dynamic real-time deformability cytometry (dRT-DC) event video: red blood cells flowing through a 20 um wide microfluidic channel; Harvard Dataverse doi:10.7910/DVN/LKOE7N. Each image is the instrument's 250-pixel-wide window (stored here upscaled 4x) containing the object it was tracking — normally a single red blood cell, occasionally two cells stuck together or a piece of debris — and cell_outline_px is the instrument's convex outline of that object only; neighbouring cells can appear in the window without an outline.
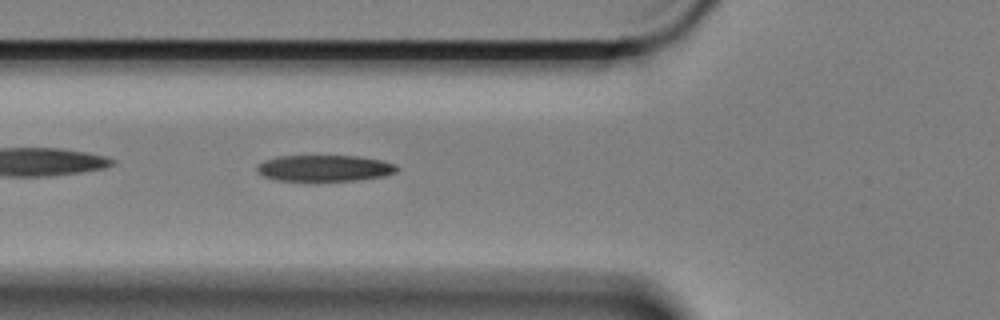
{"species": "Egyptian fruit bat (a non-hibernating species)", "species_latin": "Rousettus aegyptiacus", "temperature_condition": "cold", "stored_images_in_passage": 42, "camera_frame_rate_fps": 3000, "um_per_image_px": 0.085, "animal": {"sex": "female"}, "frame": {"image": 1, "passage_image": 5, "time_ms": 1.333, "image_size_px": [1000, 320], "cell_outline_px": [[400, 168], [396, 172], [384, 176], [356, 180], [316, 184], [308, 184], [276, 180], [264, 176], [256, 172], [256, 168], [264, 160], [280, 156], [356, 156], [380, 160], [396, 164]], "centroid_in_image_um": [27.55, 14.35], "position_along_channel_um": 98.2, "area_um2": 22.48}}
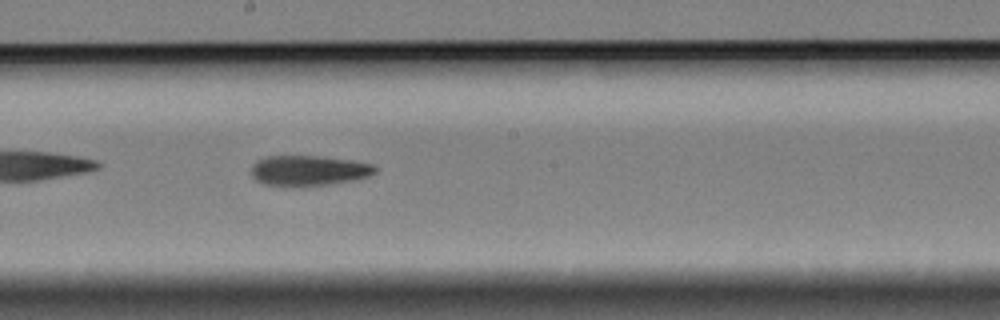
{"frame": {"image": 2, "passage_image": 16, "time_ms": 5.0, "image_size_px": [1000, 320], "cell_outline_px": [[376, 172], [368, 176], [356, 180], [332, 184], [292, 188], [288, 188], [264, 184], [256, 180], [252, 176], [252, 164], [256, 160], [268, 156], [316, 156], [372, 164], [376, 168]], "centroid_in_image_um": [26.17, 14.54], "position_along_channel_um": 222.0, "area_um2": 22.14}}
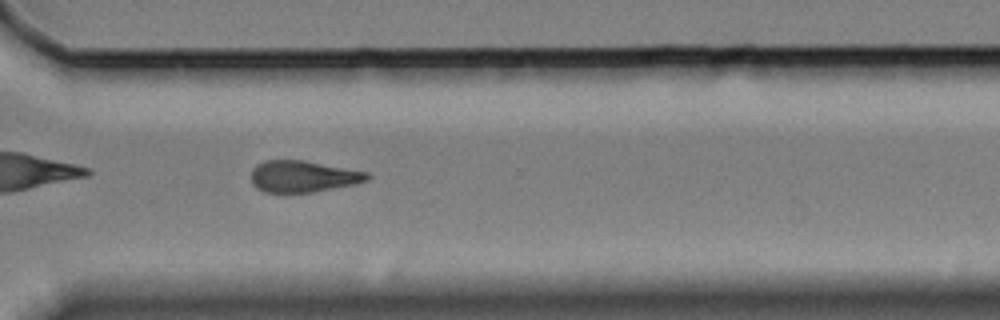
{"frame": {"image": 3, "passage_image": 27, "time_ms": 8.667, "image_size_px": [1000, 320], "cell_outline_px": [[372, 176], [368, 180], [356, 184], [312, 192], [264, 192], [256, 188], [252, 184], [252, 168], [256, 164], [264, 160], [304, 160], [368, 172]], "centroid_in_image_um": [25.76, 14.99], "position_along_channel_um": 344.8, "area_um2": 21.44}}